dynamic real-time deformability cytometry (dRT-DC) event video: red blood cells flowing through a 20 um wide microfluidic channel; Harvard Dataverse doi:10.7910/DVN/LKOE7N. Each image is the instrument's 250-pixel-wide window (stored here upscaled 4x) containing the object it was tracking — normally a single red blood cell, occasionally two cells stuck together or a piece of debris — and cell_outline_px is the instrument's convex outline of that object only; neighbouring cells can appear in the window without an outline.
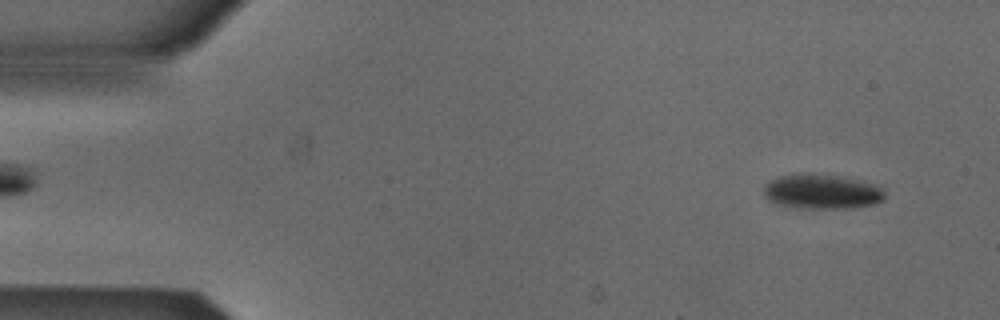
{"species": "Egyptian fruit bat (a non-hibernating species)", "species_latin": "Rousettus aegyptiacus", "temperature_condition": "cold", "stored_images_in_passage": 5, "camera_frame_rate_fps": 3000, "um_per_image_px": 0.085, "animal": {"sex": "male"}, "frame": {"image": 1, "passage_image": 5, "time_ms": 1.333, "image_size_px": [1000, 320], "cell_outline_px": [[884, 200], [876, 204], [844, 208], [808, 208], [780, 204], [768, 200], [764, 196], [764, 184], [768, 180], [780, 176], [804, 172], [824, 172], [848, 176], [884, 184]], "centroid_in_image_um": [69.96, 16.22], "position_along_channel_um": 15.0, "area_um2": 25.61}}